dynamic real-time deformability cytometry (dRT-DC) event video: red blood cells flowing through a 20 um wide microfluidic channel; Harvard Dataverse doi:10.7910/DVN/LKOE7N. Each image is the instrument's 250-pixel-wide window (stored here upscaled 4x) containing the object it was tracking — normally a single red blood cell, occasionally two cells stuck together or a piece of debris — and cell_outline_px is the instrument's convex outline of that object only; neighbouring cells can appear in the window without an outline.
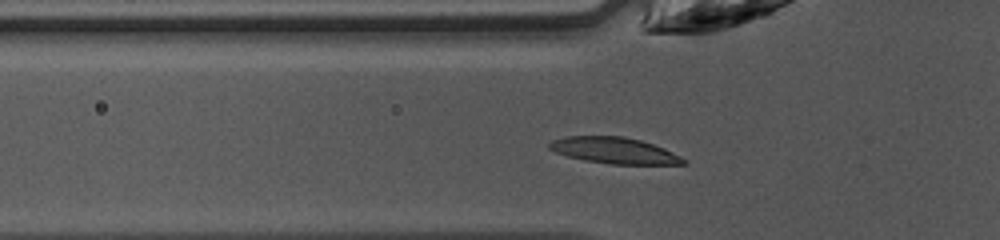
{"species": "common noctule bat (a hibernating species)", "species_latin": "Nyctalus noctula", "temperature_condition": "warm", "stored_images_in_passage": 36, "camera_frame_rate_fps": 3000, "um_per_image_px": 0.085, "animal": {"sex": "female", "body_mass_g": 10.0, "forearm_length_mm": 53.1}, "frame": {"image": 1, "passage_image": 6, "time_ms": 1.667, "image_size_px": [1000, 240], "cell_outline_px": [[688, 164], [608, 164], [584, 160], [568, 156], [556, 152], [548, 148], [548, 144], [552, 140], [568, 136], [624, 136], [640, 140], [664, 148], [688, 160]], "centroid_in_image_um": [52.23, 12.79], "position_along_channel_um": 73.6, "area_um2": 20.46}}
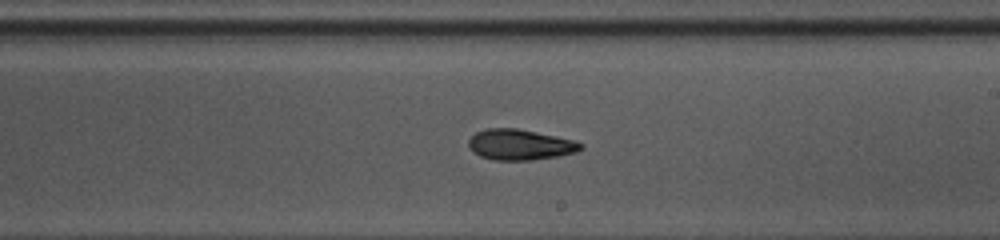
{"frame": {"image": 2, "passage_image": 18, "time_ms": 5.667, "image_size_px": [1000, 240], "cell_outline_px": [[584, 148], [576, 152], [560, 156], [532, 160], [492, 160], [480, 156], [472, 152], [468, 148], [468, 140], [476, 132], [484, 128], [516, 128], [556, 136], [572, 140], [584, 144]], "centroid_in_image_um": [44.18, 12.3], "position_along_channel_um": 244.8, "area_um2": 20.23}}
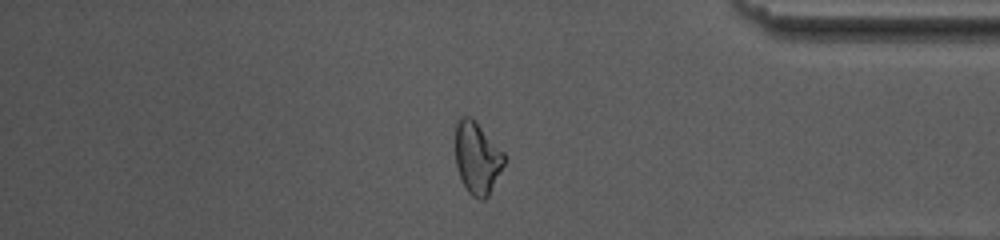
{"frame": {"image": 3, "passage_image": 30, "time_ms": 9.667, "image_size_px": [1000, 240], "cell_outline_px": [[504, 164], [488, 196], [484, 200], [480, 200], [472, 196], [468, 192], [456, 168], [456, 124], [460, 116], [472, 116], [504, 152]], "centroid_in_image_um": [40.55, 13.4], "position_along_channel_um": 394.6, "area_um2": 20.46}}